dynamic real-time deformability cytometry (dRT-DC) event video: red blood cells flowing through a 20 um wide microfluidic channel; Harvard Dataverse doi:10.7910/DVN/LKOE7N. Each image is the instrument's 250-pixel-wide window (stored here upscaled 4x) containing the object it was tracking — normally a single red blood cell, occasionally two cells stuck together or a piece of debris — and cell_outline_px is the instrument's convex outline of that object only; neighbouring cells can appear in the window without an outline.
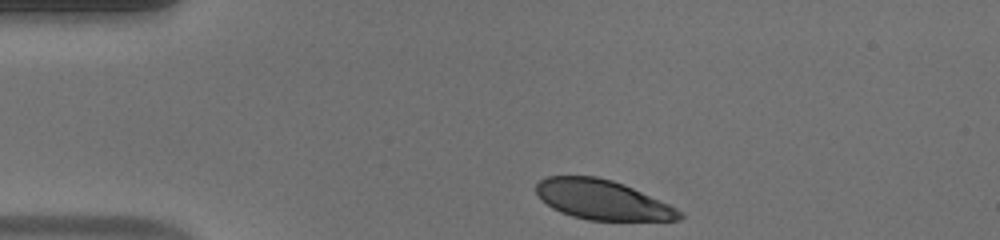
{"species": "human", "species_latin": "Homo sapiens", "temperature_condition": "warm", "stored_images_in_passage": 35, "camera_frame_rate_fps": 3000, "um_per_image_px": 0.085, "donor": {"sex": "male"}, "frame": {"image": 1, "passage_image": 1, "time_ms": 0.0, "image_size_px": [1000, 240], "cell_outline_px": [[684, 216], [680, 220], [588, 220], [572, 216], [560, 212], [552, 208], [536, 192], [536, 184], [540, 180], [548, 176], [596, 176], [612, 180], [624, 184], [668, 204], [684, 212]], "centroid_in_image_um": [51.22, 16.98], "position_along_channel_um": 33.8, "area_um2": 32.89}}
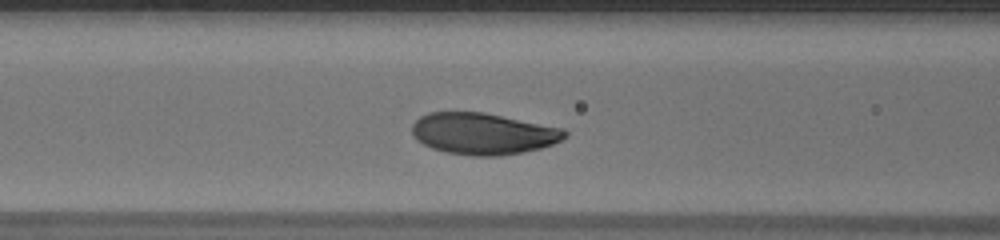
{"frame": {"image": 2, "passage_image": 12, "time_ms": 3.667, "image_size_px": [1000, 240], "cell_outline_px": [[568, 136], [564, 140], [540, 148], [520, 152], [496, 156], [472, 156], [448, 152], [432, 148], [416, 140], [412, 136], [412, 124], [420, 116], [428, 112], [484, 112], [564, 128], [568, 132]], "centroid_in_image_um": [41.07, 11.35], "position_along_channel_um": 125.5, "area_um2": 37.11}}
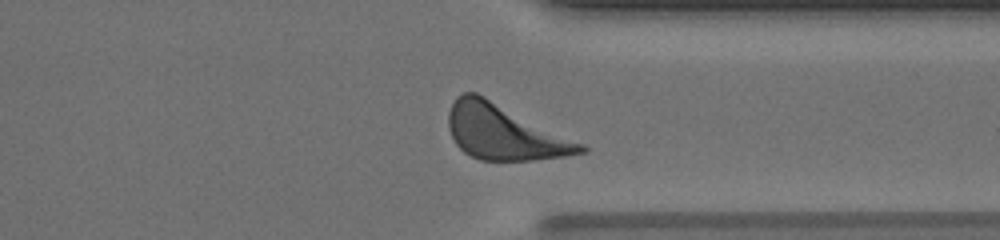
{"frame": {"image": 3, "passage_image": 31, "time_ms": 10.0, "image_size_px": [1000, 240], "cell_outline_px": [[588, 152], [564, 156], [532, 160], [480, 160], [464, 152], [456, 144], [448, 128], [448, 112], [456, 96], [464, 92], [476, 92], [584, 144], [588, 148]], "centroid_in_image_um": [42.85, 11.24], "position_along_channel_um": 368.6, "area_um2": 42.08}, "authors_computed_cell_mechanics": {"area_um2": 37.8012, "velocity_mm_per_s": 3.8545, "shape_relaxation_time_tau1_ms": 0.9479, "shape_relaxation_time_tau2_ms": null, "deformation_change_tau1": 0.0874, "deformation_change_tau2": null}}